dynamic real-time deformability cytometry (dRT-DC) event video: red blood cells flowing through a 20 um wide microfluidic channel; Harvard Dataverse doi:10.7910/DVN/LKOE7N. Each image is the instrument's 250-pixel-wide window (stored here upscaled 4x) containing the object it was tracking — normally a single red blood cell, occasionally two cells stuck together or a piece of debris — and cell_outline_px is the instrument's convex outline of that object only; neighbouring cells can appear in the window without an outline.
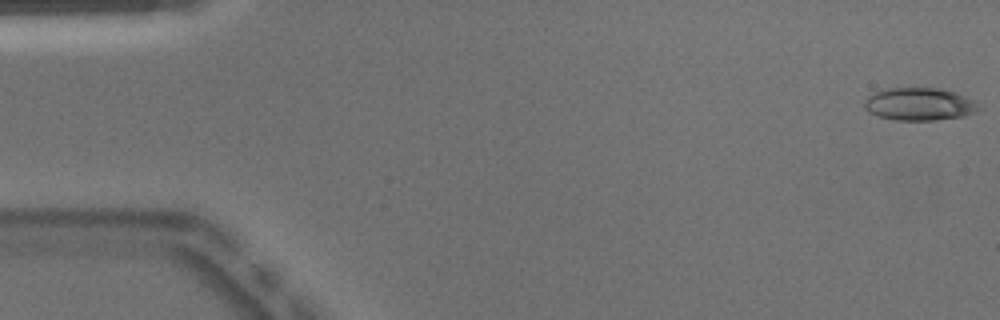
{"species": "Egyptian fruit bat (a non-hibernating species)", "species_latin": "Rousettus aegyptiacus", "temperature_condition": "warm", "stored_images_in_passage": 50, "camera_frame_rate_fps": 3000, "um_per_image_px": 0.085, "animal": {"sex": "male"}, "frame": {"image": 1, "passage_image": 1, "time_ms": 0.0, "image_size_px": [1000, 320], "cell_outline_px": [[980, 108], [976, 112], [964, 116], [936, 120], [896, 120], [876, 116], [868, 112], [864, 108], [864, 100], [872, 92], [888, 88], [936, 88], [956, 92], [976, 100]], "centroid_in_image_um": [78.14, 8.85], "position_along_channel_um": 6.9, "area_um2": 22.08}}
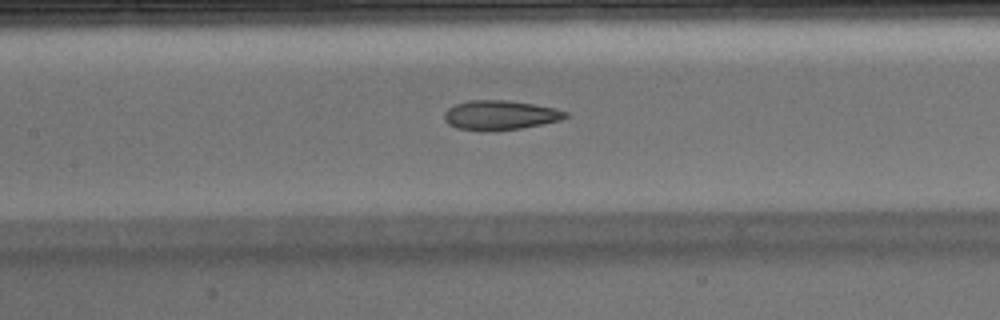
{"frame": {"image": 2, "passage_image": 23, "time_ms": 7.333, "image_size_px": [1000, 320], "cell_outline_px": [[568, 116], [560, 120], [520, 128], [488, 132], [456, 128], [448, 124], [444, 120], [444, 112], [448, 108], [456, 104], [468, 100], [508, 100], [556, 108], [568, 112]], "centroid_in_image_um": [42.47, 9.79], "position_along_channel_um": 164.9, "area_um2": 20.92}}
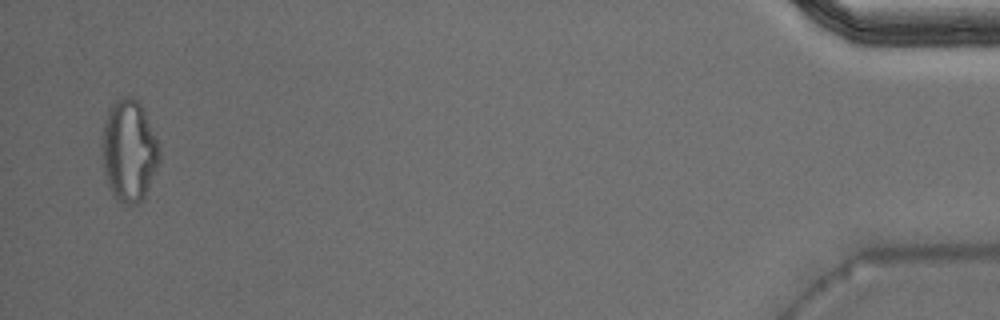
{"frame": {"image": 3, "passage_image": 49, "time_ms": 16.0, "image_size_px": [1000, 320], "cell_outline_px": [[160, 160], [144, 196], [136, 204], [128, 204], [116, 200], [112, 196], [104, 172], [100, 144], [104, 120], [108, 108], [120, 96], [132, 96], [140, 104], [144, 112], [160, 148]], "centroid_in_image_um": [10.92, 12.79], "position_along_channel_um": 424.3, "area_um2": 34.16}, "authors_computed_cell_mechanics": {"area_um2": 22.1374, "velocity_mm_per_s": 3.9991, "shape_relaxation_time_tau1_ms": null, "shape_relaxation_time_tau2_ms": 2.5365, "deformation_change_tau1": null, "deformation_change_tau2": 0.109}}